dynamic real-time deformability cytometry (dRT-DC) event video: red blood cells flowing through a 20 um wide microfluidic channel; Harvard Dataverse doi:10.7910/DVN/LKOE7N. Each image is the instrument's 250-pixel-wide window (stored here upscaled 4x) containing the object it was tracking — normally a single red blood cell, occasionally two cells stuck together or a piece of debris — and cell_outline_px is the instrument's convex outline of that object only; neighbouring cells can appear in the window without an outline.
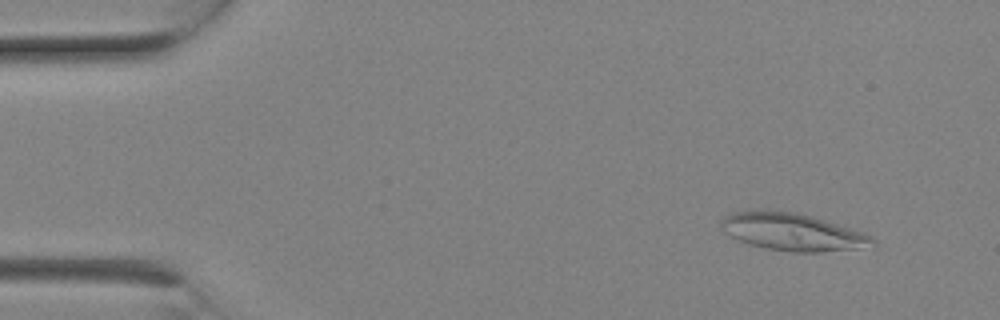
{"species": "Egyptian fruit bat (a non-hibernating species)", "species_latin": "Rousettus aegyptiacus", "temperature_condition": "room temperature", "stored_images_in_passage": 6, "camera_frame_rate_fps": 3000, "um_per_image_px": 0.085, "animal": {"sex": "female"}, "frame": {"image": 1, "passage_image": 2, "time_ms": 0.333, "image_size_px": [1000, 320], "cell_outline_px": [[876, 248], [820, 252], [792, 252], [764, 248], [740, 240], [724, 232], [720, 228], [720, 220], [724, 216], [732, 212], [768, 208], [796, 212], [812, 216], [864, 232], [872, 236], [876, 240]], "centroid_in_image_um": [67.42, 19.7], "position_along_channel_um": 17.6, "area_um2": 33.87}}